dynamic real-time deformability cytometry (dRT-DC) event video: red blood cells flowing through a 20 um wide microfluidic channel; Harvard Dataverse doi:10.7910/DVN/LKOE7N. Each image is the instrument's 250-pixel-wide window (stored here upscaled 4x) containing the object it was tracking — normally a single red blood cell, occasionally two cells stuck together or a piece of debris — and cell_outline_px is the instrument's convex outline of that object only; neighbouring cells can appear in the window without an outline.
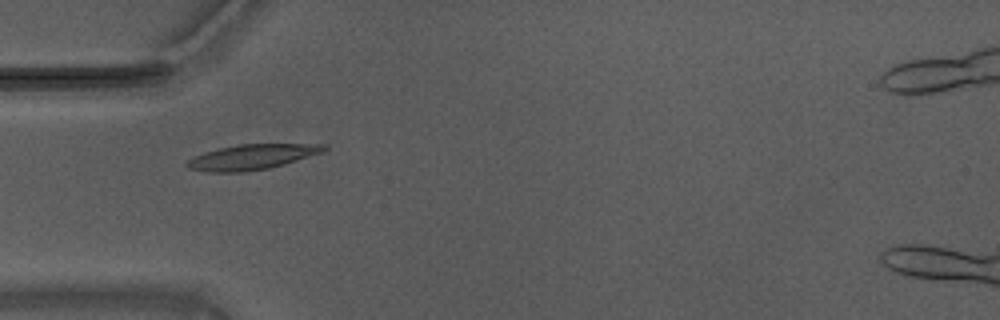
{"species": "Egyptian fruit bat (a non-hibernating species)", "species_latin": "Rousettus aegyptiacus", "temperature_condition": "warm", "stored_images_in_passage": 56, "camera_frame_rate_fps": 3000, "um_per_image_px": 0.085, "animal": {"sex": "male"}, "frame": {"image": 1, "passage_image": 18, "time_ms": 5.667, "image_size_px": [1000, 320], "cell_outline_px": [[328, 148], [324, 152], [284, 164], [268, 168], [244, 172], [208, 172], [188, 168], [184, 164], [192, 156], [204, 152], [236, 144], [328, 144]], "centroid_in_image_um": [21.41, 13.34], "position_along_channel_um": 63.6, "area_um2": 20.23}}
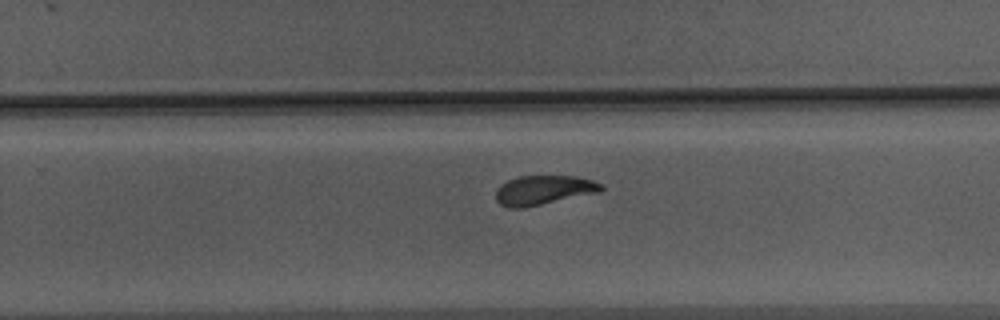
{"frame": {"image": 2, "passage_image": 36, "time_ms": 11.667, "image_size_px": [1000, 320], "cell_outline_px": [[604, 188], [600, 192], [520, 208], [508, 208], [500, 204], [496, 200], [496, 192], [500, 184], [508, 180], [520, 176], [576, 176], [592, 180], [600, 184]], "centroid_in_image_um": [46.18, 16.15], "position_along_channel_um": 283.6, "area_um2": 17.8}}
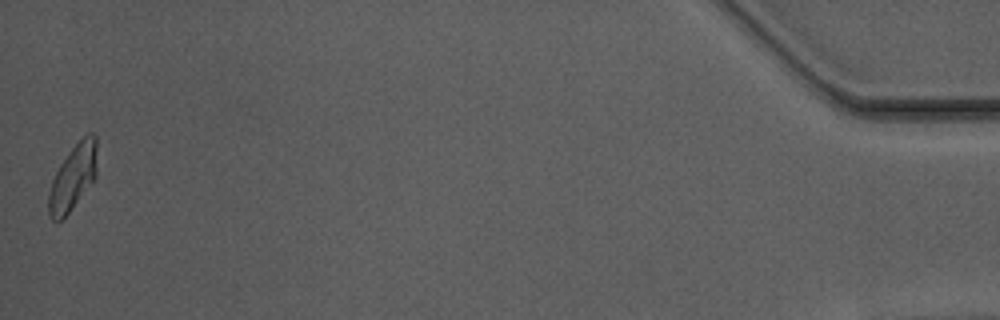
{"frame": {"image": 3, "passage_image": 56, "time_ms": 18.333, "image_size_px": [1000, 320], "cell_outline_px": [[96, 176], [68, 212], [60, 220], [52, 220], [48, 216], [48, 192], [52, 180], [60, 164], [68, 152], [88, 132], [92, 132], [96, 136]], "centroid_in_image_um": [6.18, 15.05], "position_along_channel_um": 429.0, "area_um2": 18.09}, "authors_computed_cell_mechanics": {"area_um2": 18.9584, "velocity_mm_per_s": 3.6903, "shape_relaxation_time_tau1_ms": 4.3511, "shape_relaxation_time_tau2_ms": 2.8084, "deformation_change_tau1": 0.1697, "deformation_change_tau2": 0.0579}}